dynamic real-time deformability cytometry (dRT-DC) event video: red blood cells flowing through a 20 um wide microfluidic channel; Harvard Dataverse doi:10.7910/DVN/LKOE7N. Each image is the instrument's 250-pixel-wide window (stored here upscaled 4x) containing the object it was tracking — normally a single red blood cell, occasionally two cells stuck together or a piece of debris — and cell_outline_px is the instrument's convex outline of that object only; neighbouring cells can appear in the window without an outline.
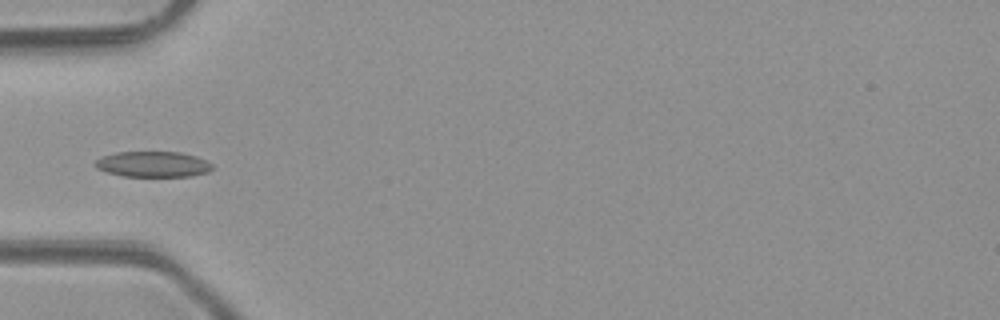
{"species": "common noctule bat (a hibernating species)", "species_latin": "Nyctalus noctula", "temperature_condition": "room temperature", "stored_images_in_passage": 5, "camera_frame_rate_fps": 3000, "um_per_image_px": 0.085, "animal": {"sex": "male", "body_mass_g": 23.1, "forearm_length_mm": 52.7}, "frame": {"image": 1, "passage_image": 4, "time_ms": 3.667, "image_size_px": [1000, 320], "cell_outline_px": [[212, 168], [208, 172], [192, 176], [124, 176], [104, 172], [96, 168], [92, 164], [100, 156], [116, 152], [180, 152], [196, 156], [212, 164]], "centroid_in_image_um": [12.94, 13.96], "position_along_channel_um": 72.1, "area_um2": 17.63}}
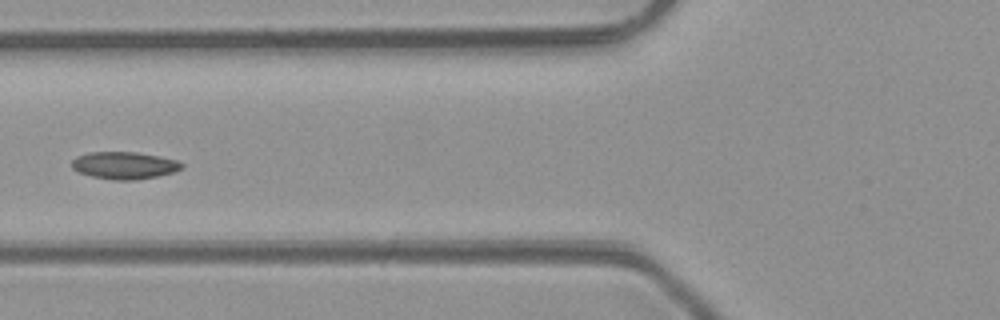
{"frame": {"image": 2, "passage_image": 5, "time_ms": 4.667, "image_size_px": [1000, 320], "cell_outline_px": [[184, 168], [172, 172], [156, 176], [136, 180], [112, 180], [92, 176], [80, 172], [72, 168], [72, 160], [76, 156], [92, 152], [136, 152], [176, 160], [184, 164]], "centroid_in_image_um": [10.56, 14.06], "position_along_channel_um": 115.2, "area_um2": 17.28}}